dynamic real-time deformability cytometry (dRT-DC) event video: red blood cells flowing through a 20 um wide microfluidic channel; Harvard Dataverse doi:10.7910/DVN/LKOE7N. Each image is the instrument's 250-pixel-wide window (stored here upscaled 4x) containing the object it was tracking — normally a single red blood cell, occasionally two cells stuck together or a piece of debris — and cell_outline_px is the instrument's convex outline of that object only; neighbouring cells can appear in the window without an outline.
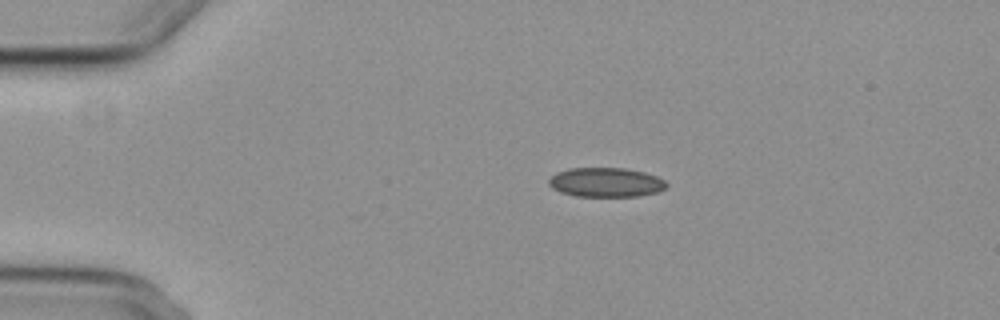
{"species": "common noctule bat (a hibernating species)", "species_latin": "Nyctalus noctula", "temperature_condition": "cold", "stored_images_in_passage": 2, "camera_frame_rate_fps": 3000, "um_per_image_px": 0.085, "animal": {"sex": "female", "body_mass_g": 29.2, "forearm_length_mm": 56.3}, "frame": {"image": 1, "passage_image": 1, "time_ms": 0.0, "image_size_px": [1000, 320], "cell_outline_px": [[668, 184], [664, 188], [656, 192], [636, 196], [576, 196], [560, 192], [552, 188], [548, 184], [548, 180], [556, 172], [568, 168], [624, 168], [644, 172], [656, 176], [664, 180]], "centroid_in_image_um": [51.46, 15.49], "position_along_channel_um": 33.5, "area_um2": 20.06}}